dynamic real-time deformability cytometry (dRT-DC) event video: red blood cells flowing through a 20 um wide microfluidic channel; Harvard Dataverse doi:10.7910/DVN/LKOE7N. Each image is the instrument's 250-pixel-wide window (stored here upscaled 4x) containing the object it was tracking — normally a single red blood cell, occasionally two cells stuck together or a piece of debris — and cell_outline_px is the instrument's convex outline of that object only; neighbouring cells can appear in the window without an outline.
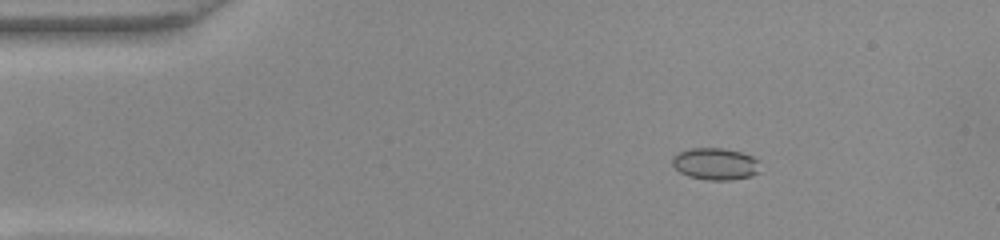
{"species": "common noctule bat (a hibernating species)", "species_latin": "Nyctalus noctula", "temperature_condition": "warm", "stored_images_in_passage": 45, "camera_frame_rate_fps": 3000, "um_per_image_px": 0.085, "animal": {"sex": "female", "body_mass_g": 22.0, "forearm_length_mm": 56.7}, "frame": {"image": 1, "passage_image": 1, "time_ms": 0.0, "image_size_px": [1000, 240], "cell_outline_px": [[760, 172], [752, 176], [732, 180], [704, 180], [688, 176], [680, 172], [672, 164], [672, 156], [680, 152], [692, 148], [720, 148], [740, 152], [752, 156], [760, 160]], "centroid_in_image_um": [60.85, 13.94], "position_along_channel_um": 24.2, "area_um2": 16.53}}
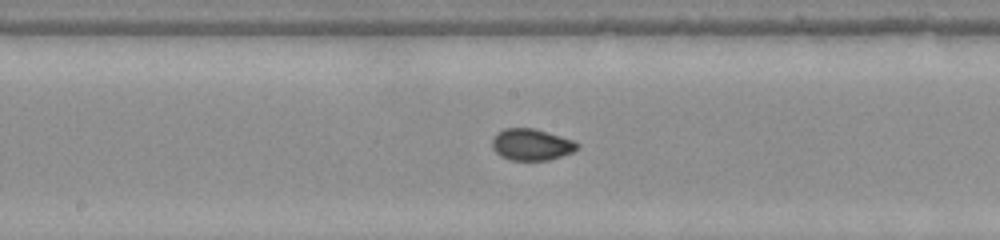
{"frame": {"image": 2, "passage_image": 20, "time_ms": 6.333, "image_size_px": [1000, 240], "cell_outline_px": [[580, 148], [572, 152], [548, 160], [508, 160], [500, 156], [492, 148], [492, 140], [496, 132], [504, 128], [532, 128], [560, 136], [572, 140], [580, 144]], "centroid_in_image_um": [45.14, 12.29], "position_along_channel_um": 203.1, "area_um2": 15.66}}
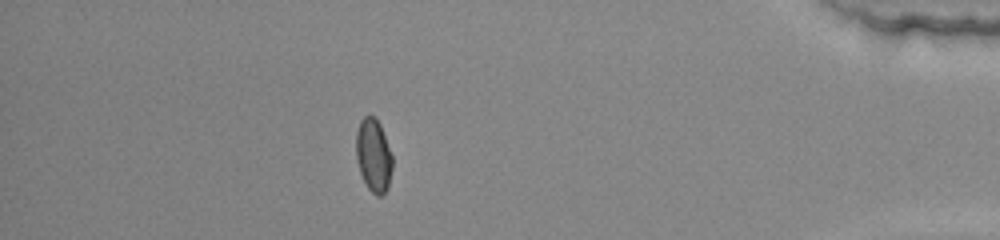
{"frame": {"image": 3, "passage_image": 39, "time_ms": 12.667, "image_size_px": [1000, 240], "cell_outline_px": [[392, 168], [388, 188], [380, 196], [376, 196], [368, 188], [360, 172], [356, 160], [356, 132], [360, 120], [364, 116], [376, 116], [380, 124], [392, 156]], "centroid_in_image_um": [31.74, 13.19], "position_along_channel_um": 403.5, "area_um2": 15.49}, "authors_computed_cell_mechanics": {"area_um2": 15.4904, "velocity_mm_per_s": 3.923, "shape_relaxation_time_tau1_ms": null, "shape_relaxation_time_tau2_ms": 0.9559, "deformation_change_tau1": null, "deformation_change_tau2": 0.0441}}